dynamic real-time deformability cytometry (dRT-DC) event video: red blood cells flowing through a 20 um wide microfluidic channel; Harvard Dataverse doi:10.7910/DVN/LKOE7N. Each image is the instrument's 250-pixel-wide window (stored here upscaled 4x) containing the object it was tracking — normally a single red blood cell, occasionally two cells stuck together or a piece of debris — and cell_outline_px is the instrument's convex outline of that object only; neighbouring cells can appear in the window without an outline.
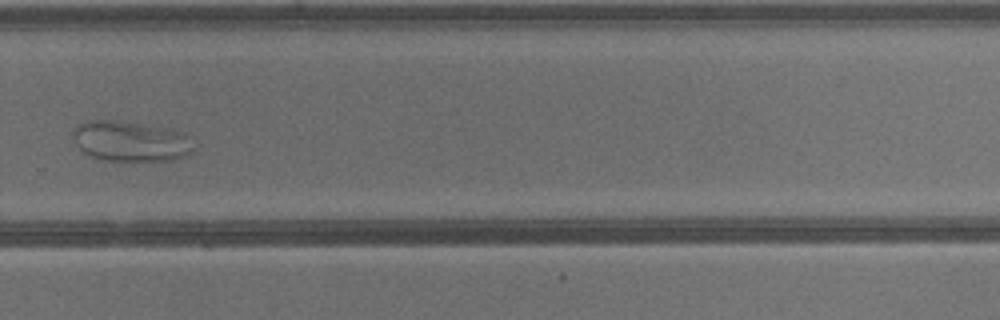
{"species": "common noctule bat (a hibernating species)", "species_latin": "Nyctalus noctula", "temperature_condition": "warm", "stored_images_in_passage": 40, "camera_frame_rate_fps": 3000, "um_per_image_px": 0.085, "animal": {"sex": "male", "body_mass_g": 13.3}, "frame": {"image": 1, "passage_image": 29, "time_ms": 9.333, "image_size_px": [1000, 320], "cell_outline_px": [[200, 144], [192, 152], [184, 156], [172, 160], [104, 160], [92, 156], [84, 152], [76, 144], [72, 132], [72, 128], [84, 120], [112, 120], [172, 128], [184, 132]], "centroid_in_image_um": [11.19, 11.98], "position_along_channel_um": 318.6, "area_um2": 28.9}}